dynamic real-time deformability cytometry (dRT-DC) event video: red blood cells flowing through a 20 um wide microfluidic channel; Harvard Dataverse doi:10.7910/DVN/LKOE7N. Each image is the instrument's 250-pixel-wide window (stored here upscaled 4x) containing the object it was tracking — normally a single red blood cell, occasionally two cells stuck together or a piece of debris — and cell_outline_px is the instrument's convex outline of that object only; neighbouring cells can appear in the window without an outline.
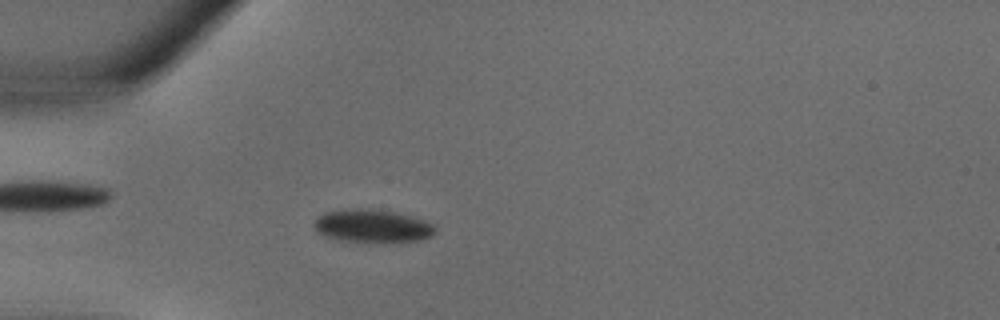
{"species": "common noctule bat (a hibernating species)", "species_latin": "Nyctalus noctula", "temperature_condition": "warm", "stored_images_in_passage": 25, "camera_frame_rate_fps": 3000, "um_per_image_px": 0.085, "animal": {"sex": "male", "body_mass_g": 18.8}, "frame": {"image": 1, "passage_image": 4, "time_ms": 1.0, "image_size_px": [1000, 320], "cell_outline_px": [[436, 232], [420, 240], [384, 244], [344, 240], [324, 236], [312, 224], [316, 216], [324, 212], [352, 208], [392, 212], [424, 220], [432, 224], [436, 228]], "centroid_in_image_um": [31.63, 19.24], "position_along_channel_um": 53.4, "area_um2": 23.29}}
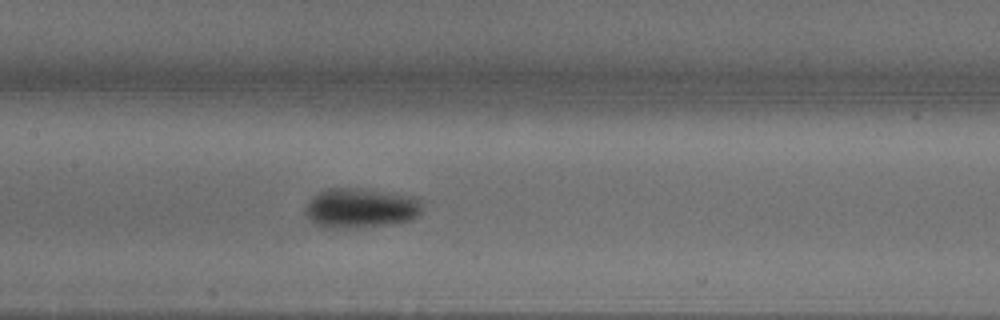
{"frame": {"image": 2, "passage_image": 11, "time_ms": 3.333, "image_size_px": [1000, 320], "cell_outline_px": [[424, 204], [420, 212], [416, 216], [408, 220], [392, 224], [316, 224], [304, 212], [304, 208], [308, 200], [312, 196], [328, 188], [356, 188], [392, 192], [416, 196], [424, 200]], "centroid_in_image_um": [30.75, 17.58], "position_along_channel_um": 176.7, "area_um2": 26.01}}
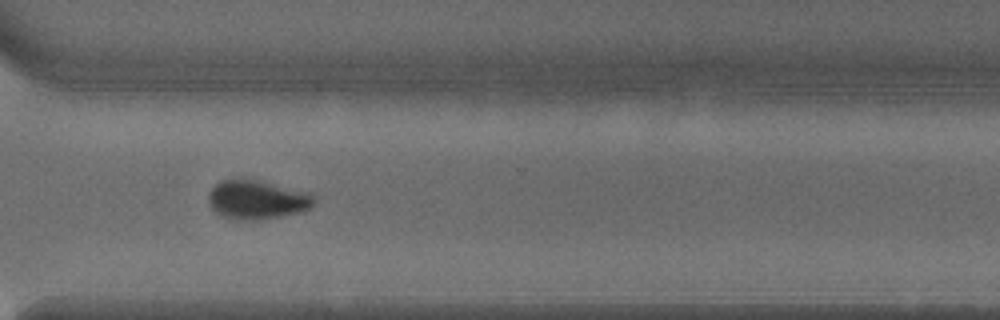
{"frame": {"image": 3, "passage_image": 20, "time_ms": 6.333, "image_size_px": [1000, 320], "cell_outline_px": [[312, 204], [304, 212], [284, 216], [260, 220], [232, 220], [216, 212], [212, 208], [208, 200], [208, 192], [220, 180], [252, 180], [308, 192], [312, 196]], "centroid_in_image_um": [21.81, 17.01], "position_along_channel_um": 348.8, "area_um2": 23.58}}